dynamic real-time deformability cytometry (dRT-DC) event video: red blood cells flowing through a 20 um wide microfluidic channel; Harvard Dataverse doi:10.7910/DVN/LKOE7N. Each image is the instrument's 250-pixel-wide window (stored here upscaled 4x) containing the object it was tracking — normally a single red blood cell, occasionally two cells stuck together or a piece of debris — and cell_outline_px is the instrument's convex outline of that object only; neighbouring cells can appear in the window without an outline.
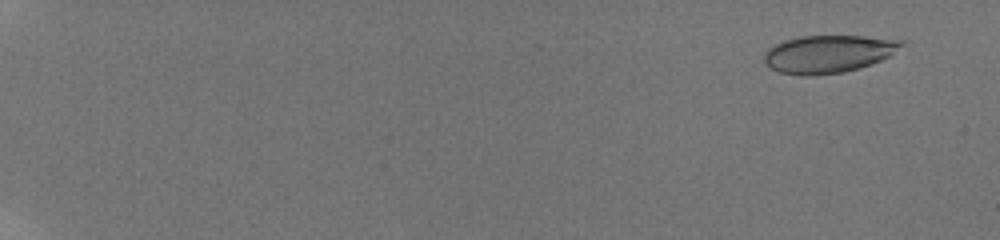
{"species": "human", "species_latin": "Homo sapiens", "temperature_condition": "room temperature", "stored_images_in_passage": 24, "camera_frame_rate_fps": 3000, "um_per_image_px": 0.085, "donor": {"sex": "male"}, "frame": {"image": 1, "passage_image": 3, "time_ms": 1.0, "image_size_px": [1000, 240], "cell_outline_px": [[904, 44], [888, 56], [872, 64], [860, 68], [844, 72], [812, 76], [800, 76], [780, 72], [764, 64], [764, 52], [768, 48], [784, 40], [800, 36], [864, 36], [904, 40]], "centroid_in_image_um": [70.38, 4.59], "position_along_channel_um": 14.6, "area_um2": 30.23}}
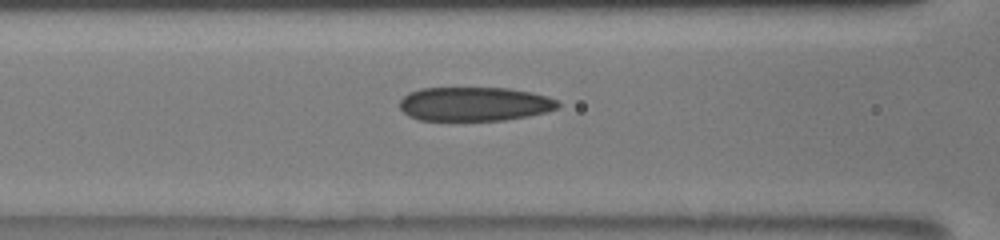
{"frame": {"image": 2, "passage_image": 21, "time_ms": 9.333, "image_size_px": [1000, 240], "cell_outline_px": [[560, 108], [548, 112], [528, 116], [504, 120], [420, 120], [408, 116], [400, 108], [400, 100], [408, 92], [420, 88], [508, 88], [532, 92], [548, 96], [556, 100], [560, 104]], "centroid_in_image_um": [40.35, 8.84], "position_along_channel_um": 126.2, "area_um2": 31.62}}
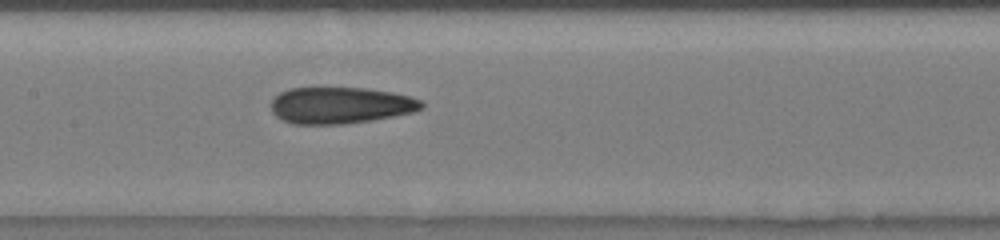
{"frame": {"image": 3, "passage_image": 24, "time_ms": 10.667, "image_size_px": [1000, 240], "cell_outline_px": [[424, 108], [412, 112], [372, 120], [344, 124], [292, 124], [280, 120], [272, 112], [272, 100], [280, 92], [288, 88], [364, 88], [392, 92], [408, 96], [420, 100], [424, 104]], "centroid_in_image_um": [28.91, 8.96], "position_along_channel_um": 178.5, "area_um2": 32.02}}